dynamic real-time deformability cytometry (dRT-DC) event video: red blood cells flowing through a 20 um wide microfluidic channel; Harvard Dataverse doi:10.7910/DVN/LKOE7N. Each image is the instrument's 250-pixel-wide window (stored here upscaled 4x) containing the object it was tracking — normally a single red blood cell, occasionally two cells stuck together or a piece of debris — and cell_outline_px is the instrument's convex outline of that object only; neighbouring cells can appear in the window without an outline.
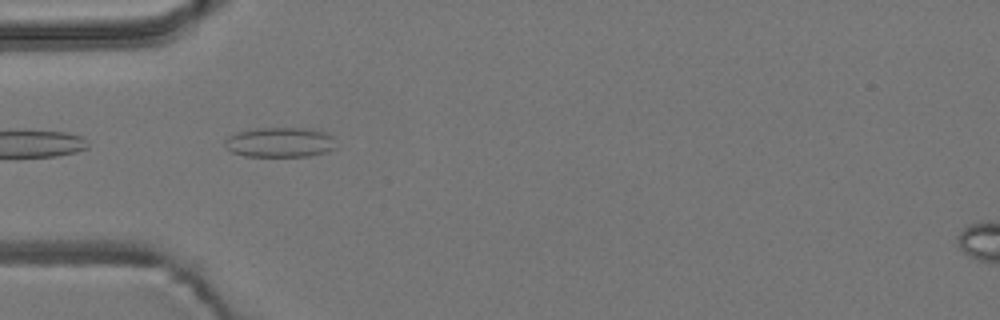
{"species": "common noctule bat (a hibernating species)", "species_latin": "Nyctalus noctula", "temperature_condition": "room temperature", "stored_images_in_passage": 6, "camera_frame_rate_fps": 3000, "um_per_image_px": 0.085, "animal": {"sex": "male", "body_mass_g": 19.2, "forearm_length_mm": 51.8}, "frame": {"image": 1, "passage_image": 1, "time_ms": 0.0, "image_size_px": [1000, 320], "cell_outline_px": [[336, 148], [324, 152], [308, 156], [244, 156], [232, 152], [224, 148], [224, 140], [228, 136], [236, 132], [256, 128], [308, 128], [328, 132], [332, 136]], "centroid_in_image_um": [23.76, 12.09], "position_along_channel_um": 61.2, "area_um2": 19.59}}